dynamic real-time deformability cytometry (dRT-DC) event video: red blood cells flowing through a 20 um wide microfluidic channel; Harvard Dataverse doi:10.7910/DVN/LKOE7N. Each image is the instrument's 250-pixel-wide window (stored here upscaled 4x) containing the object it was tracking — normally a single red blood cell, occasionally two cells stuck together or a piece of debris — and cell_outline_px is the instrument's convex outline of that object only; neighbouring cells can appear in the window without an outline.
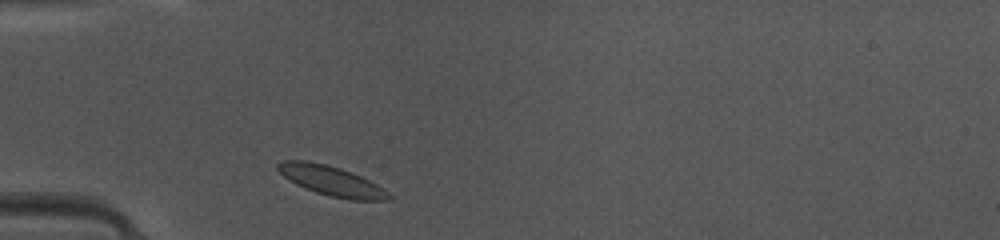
{"species": "common noctule bat (a hibernating species)", "species_latin": "Nyctalus noctula", "temperature_condition": "warm", "stored_images_in_passage": 35, "camera_frame_rate_fps": 3000, "um_per_image_px": 0.085, "animal": {"sex": "female", "body_mass_g": 10.0, "forearm_length_mm": 53.1}, "frame": {"image": 1, "passage_image": 1, "time_ms": 0.0, "image_size_px": [1000, 240], "cell_outline_px": [[392, 200], [348, 200], [328, 196], [304, 188], [296, 184], [284, 176], [276, 168], [276, 164], [284, 160], [304, 160], [324, 164], [340, 168], [352, 172], [384, 188], [392, 196]], "centroid_in_image_um": [28.19, 15.38], "position_along_channel_um": 56.8, "area_um2": 19.25}}
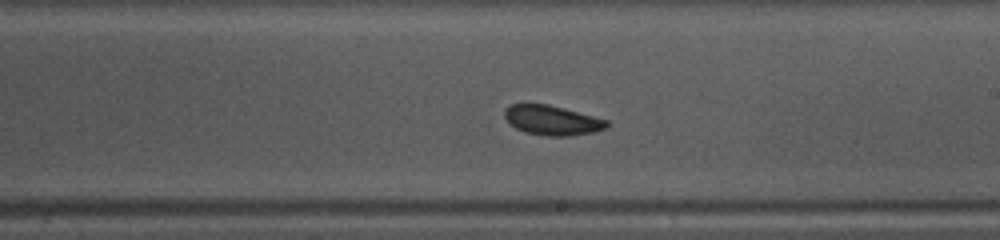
{"frame": {"image": 2, "passage_image": 15, "time_ms": 4.667, "image_size_px": [1000, 240], "cell_outline_px": [[608, 128], [596, 132], [572, 136], [544, 136], [524, 132], [508, 124], [504, 116], [504, 112], [512, 104], [548, 104], [608, 120]], "centroid_in_image_um": [46.94, 10.25], "position_along_channel_um": 242.1, "area_um2": 17.8}}
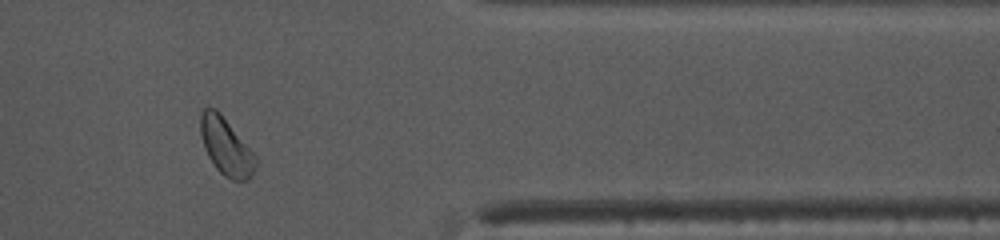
{"frame": {"image": 3, "passage_image": 27, "time_ms": 8.667, "image_size_px": [1000, 240], "cell_outline_px": [[256, 168], [252, 176], [248, 180], [232, 180], [224, 176], [216, 168], [208, 156], [204, 148], [200, 132], [200, 112], [204, 108], [216, 108], [220, 112], [256, 156]], "centroid_in_image_um": [19.2, 12.46], "position_along_channel_um": 392.2, "area_um2": 18.38}, "authors_computed_cell_mechanics": {"area_um2": 17.918, "velocity_mm_per_s": 4.1249, "shape_relaxation_time_tau1_ms": null, "shape_relaxation_time_tau2_ms": 4.078, "deformation_change_tau1": null, "deformation_change_tau2": 0.0695}}